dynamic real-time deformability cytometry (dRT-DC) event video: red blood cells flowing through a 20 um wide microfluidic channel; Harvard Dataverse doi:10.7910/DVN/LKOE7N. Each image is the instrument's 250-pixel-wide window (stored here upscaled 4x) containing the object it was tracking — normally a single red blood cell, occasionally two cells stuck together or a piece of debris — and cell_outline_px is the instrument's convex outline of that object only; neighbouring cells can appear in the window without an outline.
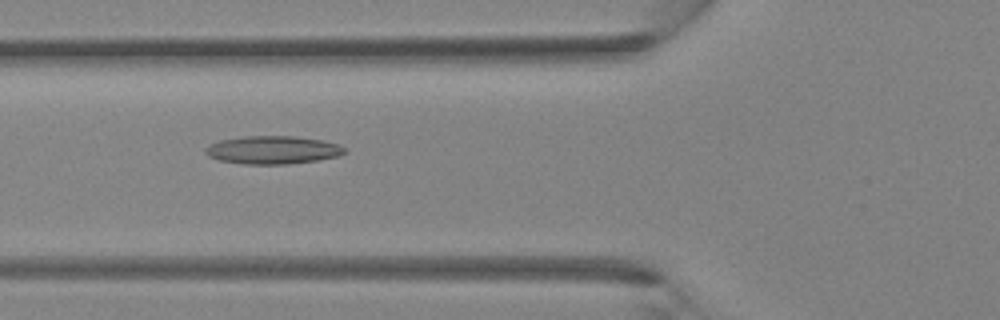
{"species": "Egyptian fruit bat (a non-hibernating species)", "species_latin": "Rousettus aegyptiacus", "temperature_condition": "room temperature", "stored_images_in_passage": 28, "camera_frame_rate_fps": 3000, "um_per_image_px": 0.085, "animal": {"sex": "female"}, "frame": {"image": 1, "passage_image": 3, "time_ms": 0.667, "image_size_px": [1000, 320], "cell_outline_px": [[344, 152], [340, 156], [316, 160], [288, 164], [244, 164], [220, 160], [208, 156], [204, 152], [204, 148], [220, 140], [244, 136], [292, 136], [324, 140], [340, 144], [344, 148]], "centroid_in_image_um": [23.19, 12.74], "position_along_channel_um": 102.6, "area_um2": 22.72}}
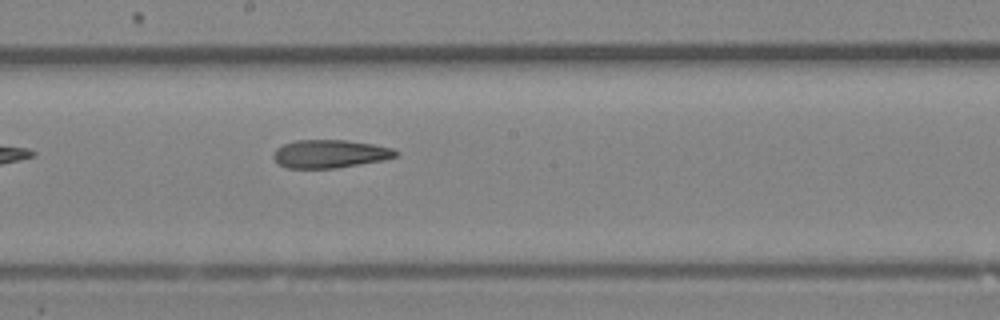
{"frame": {"image": 2, "passage_image": 10, "time_ms": 3.0, "image_size_px": [1000, 320], "cell_outline_px": [[400, 152], [396, 156], [384, 160], [336, 168], [288, 168], [280, 164], [272, 156], [276, 148], [284, 144], [296, 140], [348, 140], [372, 144], [392, 148]], "centroid_in_image_um": [28.06, 13.07], "position_along_channel_um": 220.1, "area_um2": 20.0}}
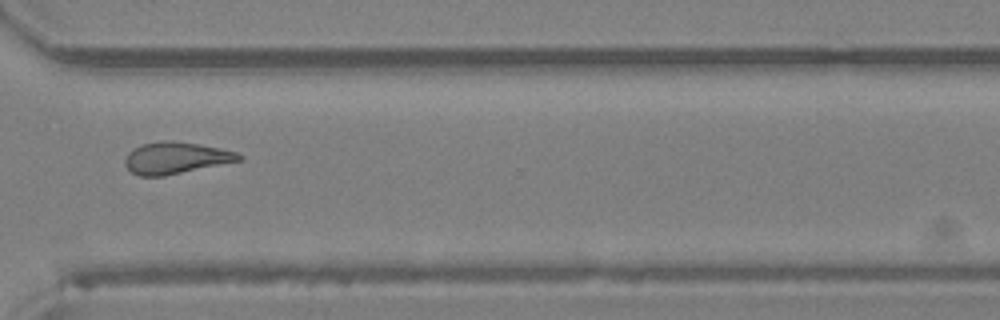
{"frame": {"image": 3, "passage_image": 18, "time_ms": 5.667, "image_size_px": [1000, 320], "cell_outline_px": [[244, 156], [240, 160], [164, 176], [140, 176], [132, 172], [124, 164], [124, 160], [128, 152], [132, 148], [140, 144], [172, 140], [200, 144], [220, 148], [236, 152]], "centroid_in_image_um": [14.9, 13.41], "position_along_channel_um": 355.7, "area_um2": 20.92}}